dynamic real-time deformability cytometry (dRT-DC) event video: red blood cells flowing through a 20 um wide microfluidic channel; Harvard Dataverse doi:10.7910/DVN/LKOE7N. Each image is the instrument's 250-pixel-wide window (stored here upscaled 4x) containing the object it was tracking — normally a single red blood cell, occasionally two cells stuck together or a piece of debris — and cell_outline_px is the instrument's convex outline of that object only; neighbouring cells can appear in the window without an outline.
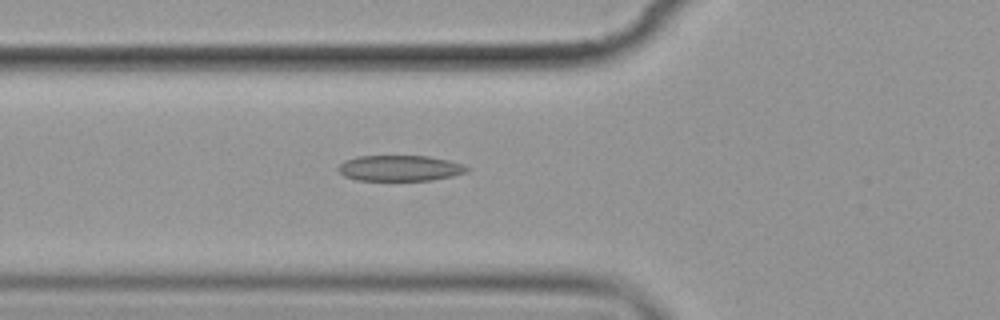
{"species": "common noctule bat (a hibernating species)", "species_latin": "Nyctalus noctula", "temperature_condition": "cold", "stored_images_in_passage": 4, "camera_frame_rate_fps": 3000, "um_per_image_px": 0.085, "animal": {"sex": "female", "body_mass_g": 19.9}, "frame": {"image": 1, "passage_image": 3, "time_ms": 2.333, "image_size_px": [1000, 320], "cell_outline_px": [[472, 168], [468, 172], [452, 176], [428, 180], [356, 180], [344, 176], [336, 168], [344, 160], [356, 156], [428, 156], [448, 160], [464, 164]], "centroid_in_image_um": [34.0, 14.29], "position_along_channel_um": 91.8, "area_um2": 19.42}}